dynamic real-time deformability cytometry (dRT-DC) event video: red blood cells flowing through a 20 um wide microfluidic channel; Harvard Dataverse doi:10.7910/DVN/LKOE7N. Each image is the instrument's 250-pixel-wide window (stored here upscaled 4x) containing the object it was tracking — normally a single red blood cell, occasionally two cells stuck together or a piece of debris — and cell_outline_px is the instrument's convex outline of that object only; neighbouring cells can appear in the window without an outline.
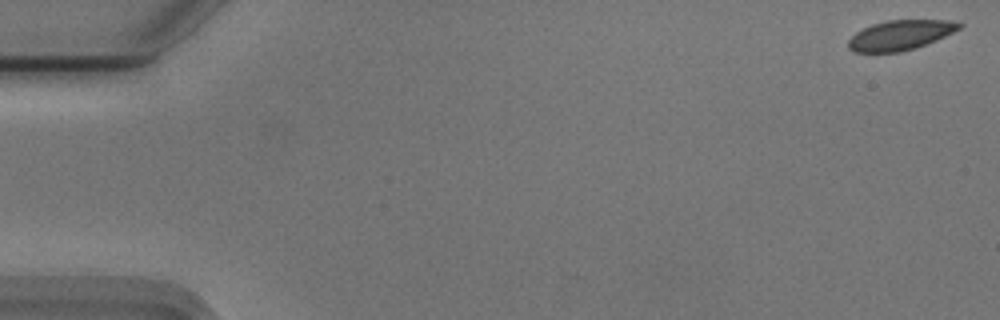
{"species": "Egyptian fruit bat (a non-hibernating species)", "species_latin": "Rousettus aegyptiacus", "temperature_condition": "cold", "stored_images_in_passage": 8, "camera_frame_rate_fps": 3000, "um_per_image_px": 0.085, "animal": {"sex": "male"}, "frame": {"image": 1, "passage_image": 1, "time_ms": 0.0, "image_size_px": [1000, 320], "cell_outline_px": [[964, 24], [960, 28], [936, 40], [916, 48], [900, 52], [852, 52], [848, 48], [848, 40], [856, 32], [872, 24], [888, 20], [948, 20]], "centroid_in_image_um": [76.5, 2.99], "position_along_channel_um": 8.5, "area_um2": 19.19}}